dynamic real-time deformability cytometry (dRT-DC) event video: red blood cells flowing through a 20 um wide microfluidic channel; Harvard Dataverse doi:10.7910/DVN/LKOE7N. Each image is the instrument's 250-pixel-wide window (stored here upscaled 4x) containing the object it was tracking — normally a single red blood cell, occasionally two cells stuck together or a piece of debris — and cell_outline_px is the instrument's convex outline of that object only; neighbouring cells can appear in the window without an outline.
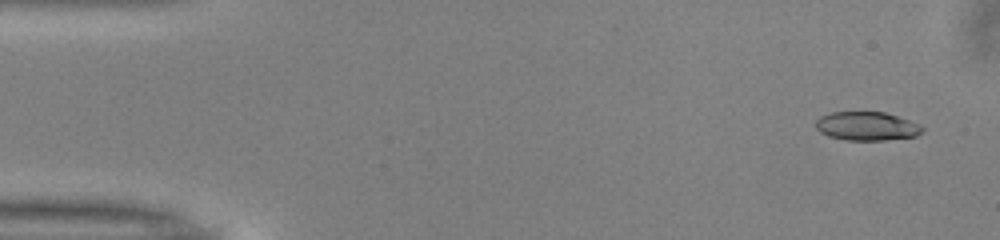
{"species": "common noctule bat (a hibernating species)", "species_latin": "Nyctalus noctula", "temperature_condition": "warm", "stored_images_in_passage": 51, "camera_frame_rate_fps": 3000, "um_per_image_px": 0.085, "animal": {"sex": "male", "body_mass_g": 13.0, "forearm_length_mm": 53.1}, "frame": {"image": 1, "passage_image": 3, "time_ms": 0.667, "image_size_px": [1000, 240], "cell_outline_px": [[924, 132], [916, 136], [888, 140], [844, 140], [828, 136], [820, 132], [816, 128], [816, 120], [820, 116], [828, 112], [884, 112], [920, 124], [924, 128]], "centroid_in_image_um": [73.67, 10.73], "position_along_channel_um": 11.3, "area_um2": 17.98}}
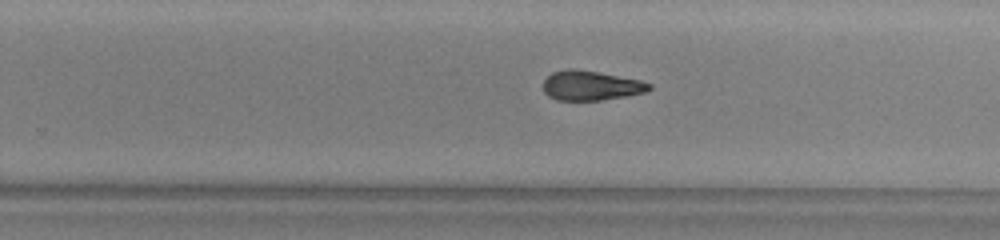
{"frame": {"image": 2, "passage_image": 32, "time_ms": 10.333, "image_size_px": [1000, 240], "cell_outline_px": [[652, 88], [648, 92], [600, 100], [556, 100], [548, 96], [544, 92], [544, 80], [552, 72], [568, 68], [572, 68], [596, 72], [640, 80], [652, 84]], "centroid_in_image_um": [50.22, 7.27], "position_along_channel_um": 279.6, "area_um2": 18.21}}
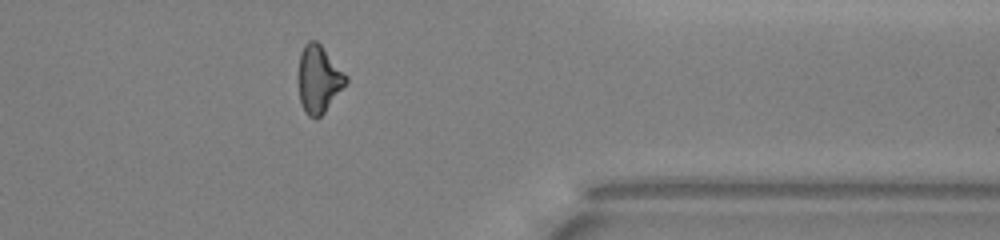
{"frame": {"image": 3, "passage_image": 41, "time_ms": 13.333, "image_size_px": [1000, 240], "cell_outline_px": [[348, 84], [324, 112], [316, 120], [308, 116], [304, 112], [300, 100], [300, 52], [304, 44], [308, 40], [316, 40], [320, 44], [348, 76]], "centroid_in_image_um": [27.13, 6.74], "position_along_channel_um": 384.3, "area_um2": 18.61}, "authors_computed_cell_mechanics": {"area_um2": 18.9006, "velocity_mm_per_s": 4.036, "shape_relaxation_time_tau1_ms": 5.6836, "shape_relaxation_time_tau2_ms": 4.6978, "deformation_change_tau1": 0.1718, "deformation_change_tau2": 0.1458}}